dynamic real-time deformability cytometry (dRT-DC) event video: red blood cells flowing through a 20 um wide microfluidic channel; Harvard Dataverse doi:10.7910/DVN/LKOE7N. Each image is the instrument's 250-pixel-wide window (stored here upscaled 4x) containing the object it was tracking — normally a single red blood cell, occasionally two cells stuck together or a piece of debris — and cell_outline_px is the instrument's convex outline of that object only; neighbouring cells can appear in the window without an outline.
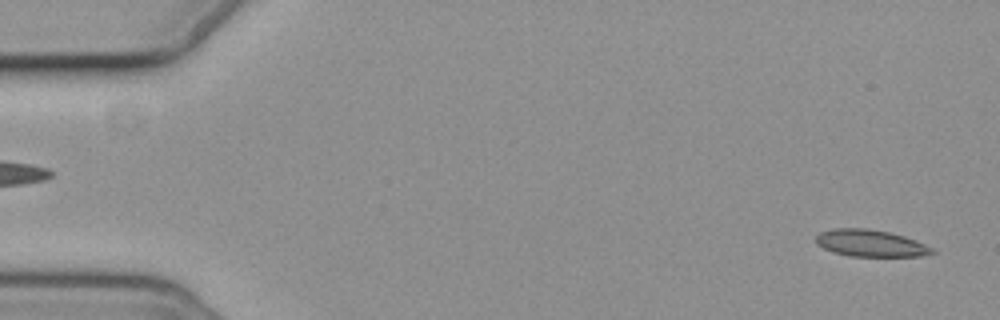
{"species": "common noctule bat (a hibernating species)", "species_latin": "Nyctalus noctula", "temperature_condition": "cold", "stored_images_in_passage": 4, "segment_of_instrument_passage": [2, 2], "camera_frame_rate_fps": 3000, "um_per_image_px": 0.085, "animal": {"sex": "female", "body_mass_g": 19.3, "forearm_length_mm": 54.1}, "frame": {"image": 1, "passage_image": 4, "time_ms": 3.333, "image_size_px": [1000, 320], "cell_outline_px": [[936, 252], [920, 256], [848, 256], [832, 252], [816, 244], [816, 236], [820, 232], [832, 228], [864, 228], [888, 232], [904, 236], [924, 244], [932, 248]], "centroid_in_image_um": [73.94, 20.67], "position_along_channel_um": 11.1, "area_um2": 18.09}}